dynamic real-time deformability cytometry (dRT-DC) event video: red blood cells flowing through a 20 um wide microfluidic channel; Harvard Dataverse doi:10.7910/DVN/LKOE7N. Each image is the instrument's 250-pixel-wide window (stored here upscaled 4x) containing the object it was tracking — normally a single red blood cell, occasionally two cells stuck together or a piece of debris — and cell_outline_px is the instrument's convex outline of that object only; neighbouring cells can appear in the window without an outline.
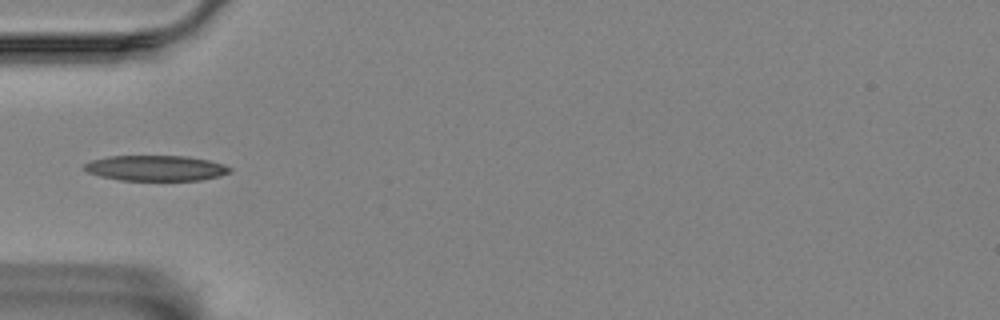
{"species": "Egyptian fruit bat (a non-hibernating species)", "species_latin": "Rousettus aegyptiacus", "temperature_condition": "room temperature", "stored_images_in_passage": 39, "camera_frame_rate_fps": 3000, "um_per_image_px": 0.085, "animal": {"sex": "female"}, "frame": {"image": 1, "passage_image": 1, "time_ms": 0.0, "image_size_px": [1000, 320], "cell_outline_px": [[232, 172], [220, 176], [200, 180], [120, 180], [100, 176], [88, 172], [84, 168], [84, 164], [92, 160], [108, 156], [188, 156], [208, 160], [224, 164], [232, 168]], "centroid_in_image_um": [13.28, 14.29], "position_along_channel_um": 71.7, "area_um2": 21.62}}
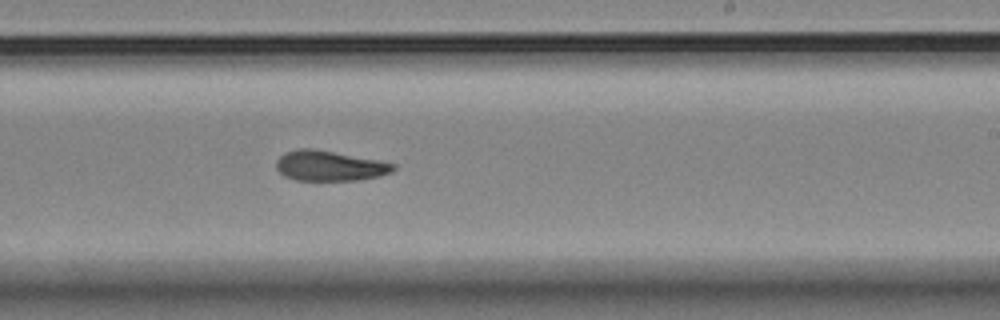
{"frame": {"image": 2, "passage_image": 17, "time_ms": 5.333, "image_size_px": [1000, 320], "cell_outline_px": [[396, 168], [392, 172], [380, 176], [356, 180], [296, 180], [284, 176], [276, 168], [276, 160], [284, 152], [300, 148], [312, 148], [376, 160], [396, 164]], "centroid_in_image_um": [27.99, 14.09], "position_along_channel_um": 261.0, "area_um2": 20.46}}
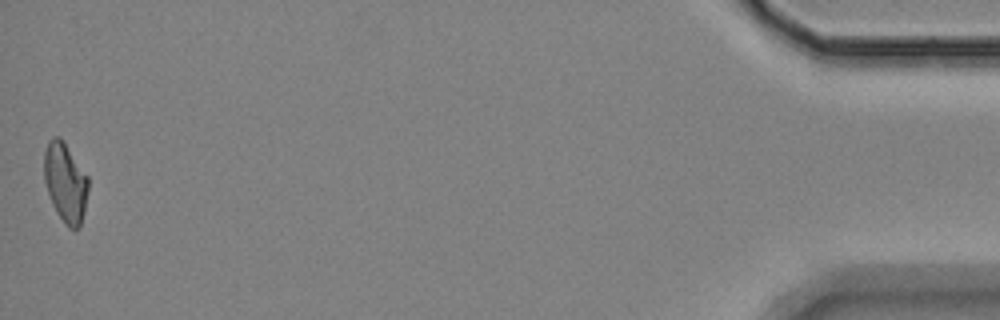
{"frame": {"image": 3, "passage_image": 39, "time_ms": 12.667, "image_size_px": [1000, 320], "cell_outline_px": [[88, 192], [80, 224], [76, 228], [68, 228], [64, 224], [56, 212], [52, 204], [44, 180], [44, 152], [48, 140], [52, 136], [60, 136], [64, 140], [88, 176]], "centroid_in_image_um": [5.54, 15.45], "position_along_channel_um": 429.7, "area_um2": 20.52}}